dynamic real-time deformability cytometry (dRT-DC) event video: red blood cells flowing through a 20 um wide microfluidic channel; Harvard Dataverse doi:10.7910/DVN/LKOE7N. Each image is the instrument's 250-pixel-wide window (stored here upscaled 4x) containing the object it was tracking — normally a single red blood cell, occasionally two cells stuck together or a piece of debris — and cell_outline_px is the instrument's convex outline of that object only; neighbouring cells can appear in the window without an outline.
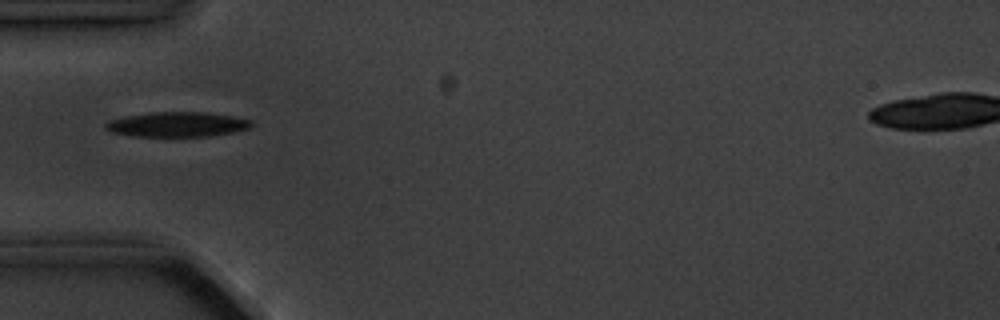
{"species": "common noctule bat (a hibernating species)", "species_latin": "Nyctalus noctula", "temperature_condition": "cold", "stored_images_in_passage": 3, "camera_frame_rate_fps": 3000, "um_per_image_px": 0.085, "animal": {"sex": "male", "body_mass_g": 20.1, "forearm_length_mm": 53.5}, "frame": {"image": 1, "passage_image": 1, "time_ms": 0.0, "image_size_px": [1000, 320], "cell_outline_px": [[252, 124], [248, 128], [232, 132], [208, 136], [132, 136], [108, 132], [104, 128], [104, 124], [108, 120], [124, 116], [148, 112], [208, 112], [232, 116], [252, 120]], "centroid_in_image_um": [14.98, 10.56], "position_along_channel_um": 70.0, "area_um2": 21.27}}
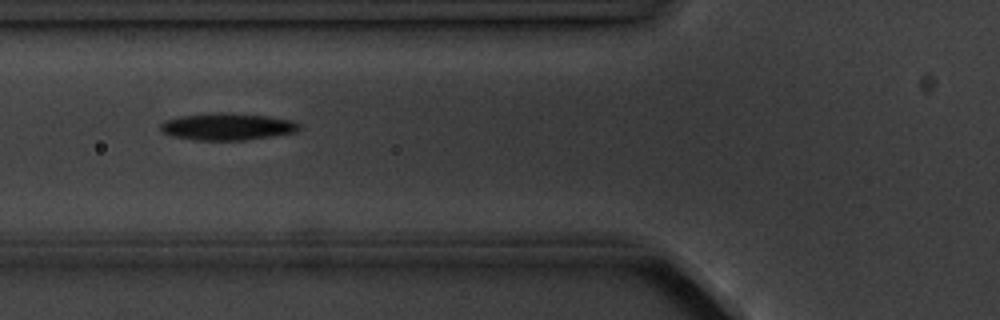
{"frame": {"image": 2, "passage_image": 2, "time_ms": 1.0, "image_size_px": [1000, 320], "cell_outline_px": [[300, 128], [296, 132], [272, 136], [244, 140], [196, 140], [172, 136], [164, 132], [160, 128], [160, 124], [164, 120], [180, 116], [208, 112], [228, 112], [268, 116], [292, 120], [300, 124]], "centroid_in_image_um": [19.32, 10.75], "position_along_channel_um": 106.5, "area_um2": 22.02}}